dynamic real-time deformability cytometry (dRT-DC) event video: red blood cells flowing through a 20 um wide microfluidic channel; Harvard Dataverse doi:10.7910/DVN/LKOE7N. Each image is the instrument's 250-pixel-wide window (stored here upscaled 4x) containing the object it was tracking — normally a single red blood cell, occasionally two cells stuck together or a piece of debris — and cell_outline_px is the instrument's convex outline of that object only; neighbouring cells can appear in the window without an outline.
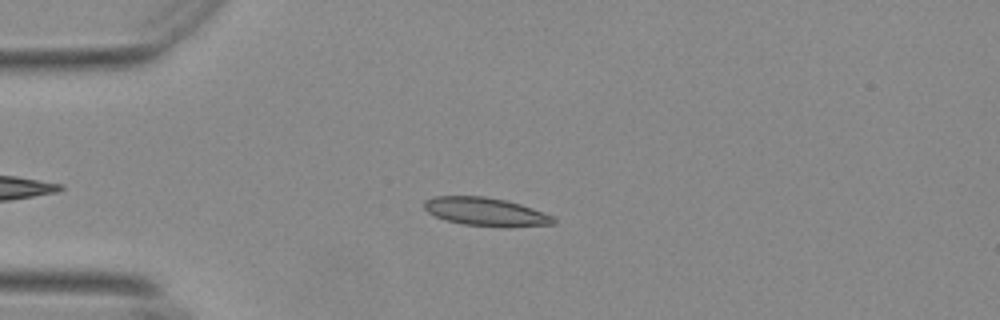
{"species": "Egyptian fruit bat (a non-hibernating species)", "species_latin": "Rousettus aegyptiacus", "temperature_condition": "warm", "stored_images_in_passage": 44, "camera_frame_rate_fps": 3000, "um_per_image_px": 0.085, "animal": {"sex": "female"}, "frame": {"image": 1, "passage_image": 7, "time_ms": 2.0, "image_size_px": [1000, 320], "cell_outline_px": [[556, 224], [504, 228], [464, 224], [448, 220], [436, 216], [428, 212], [424, 208], [424, 200], [432, 196], [484, 196], [504, 200], [520, 204], [532, 208], [552, 216], [556, 220]], "centroid_in_image_um": [41.3, 18.01], "position_along_channel_um": 43.7, "area_um2": 21.39}}
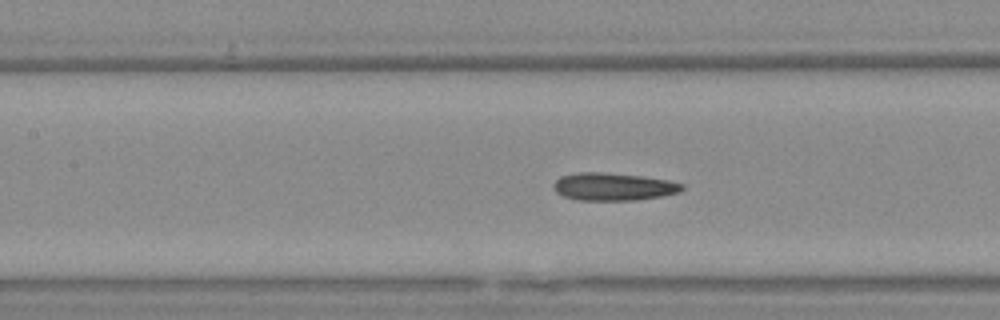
{"frame": {"image": 2, "passage_image": 18, "time_ms": 5.667, "image_size_px": [1000, 320], "cell_outline_px": [[684, 188], [680, 192], [664, 196], [636, 200], [576, 200], [564, 196], [556, 192], [552, 184], [560, 176], [580, 172], [604, 172], [644, 176], [668, 180], [684, 184]], "centroid_in_image_um": [52.15, 15.86], "position_along_channel_um": 155.2, "area_um2": 20.92}}
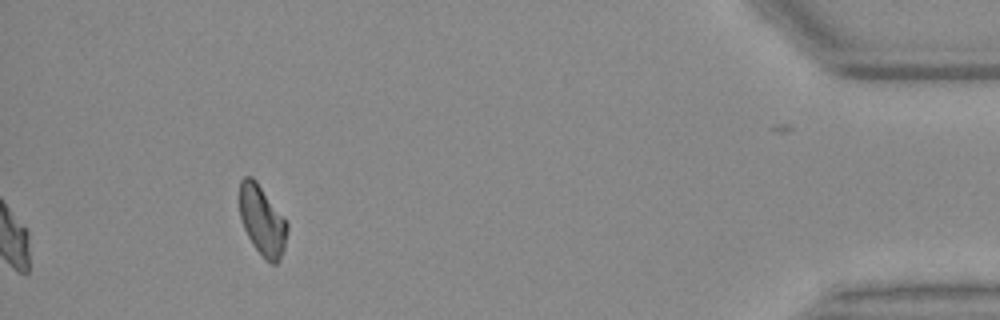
{"frame": {"image": 3, "passage_image": 44, "time_ms": 14.333, "image_size_px": [1000, 320], "cell_outline_px": [[288, 228], [284, 248], [280, 260], [276, 264], [272, 264], [264, 260], [252, 244], [240, 220], [240, 180], [244, 176], [252, 176], [256, 180], [288, 224]], "centroid_in_image_um": [22.28, 18.78], "position_along_channel_um": 412.9, "area_um2": 19.36}, "authors_computed_cell_mechanics": {"area_um2": 20.2878, "velocity_mm_per_s": 3.689, "shape_relaxation_time_tau1_ms": null, "shape_relaxation_time_tau2_ms": 4.412, "deformation_change_tau1": null, "deformation_change_tau2": 0.125}}